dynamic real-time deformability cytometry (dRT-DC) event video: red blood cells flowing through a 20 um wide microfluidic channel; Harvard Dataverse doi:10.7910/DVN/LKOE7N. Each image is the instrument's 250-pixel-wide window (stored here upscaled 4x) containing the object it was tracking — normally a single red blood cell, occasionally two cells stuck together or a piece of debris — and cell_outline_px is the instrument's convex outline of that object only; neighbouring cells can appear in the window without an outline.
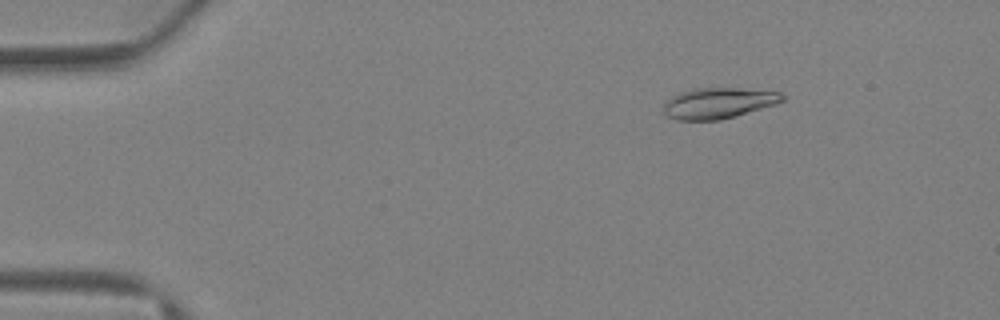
{"species": "Egyptian fruit bat (a non-hibernating species)", "species_latin": "Rousettus aegyptiacus", "temperature_condition": "warm", "stored_images_in_passage": 10, "camera_frame_rate_fps": 3000, "um_per_image_px": 0.085, "animal": {"sex": "female"}, "frame": {"image": 1, "passage_image": 6, "time_ms": 1.667, "image_size_px": [1000, 320], "cell_outline_px": [[784, 100], [776, 104], [736, 116], [720, 120], [676, 120], [668, 116], [664, 112], [664, 104], [672, 96], [680, 92], [696, 88], [740, 88], [780, 92], [784, 96]], "centroid_in_image_um": [61.07, 8.76], "position_along_channel_um": 23.9, "area_um2": 21.27}}